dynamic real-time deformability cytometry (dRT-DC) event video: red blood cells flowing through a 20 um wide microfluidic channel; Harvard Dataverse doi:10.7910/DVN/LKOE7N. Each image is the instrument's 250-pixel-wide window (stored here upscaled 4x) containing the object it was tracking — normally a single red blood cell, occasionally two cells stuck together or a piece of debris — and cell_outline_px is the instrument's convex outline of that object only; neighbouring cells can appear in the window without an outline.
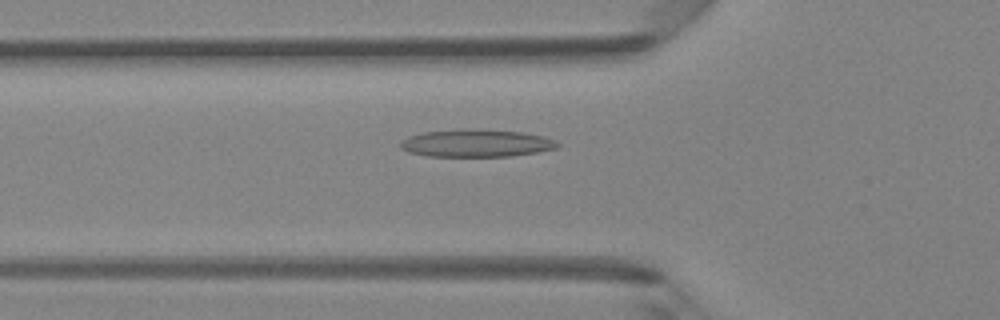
{"species": "Egyptian fruit bat (a non-hibernating species)", "species_latin": "Rousettus aegyptiacus", "temperature_condition": "room temperature", "stored_images_in_passage": 48, "camera_frame_rate_fps": 3000, "um_per_image_px": 0.085, "animal": {"sex": "female"}, "frame": {"image": 1, "passage_image": 17, "time_ms": 5.333, "image_size_px": [1000, 320], "cell_outline_px": [[560, 144], [556, 148], [536, 152], [512, 156], [428, 156], [408, 152], [400, 148], [400, 140], [408, 136], [424, 132], [524, 132], [540, 136], [552, 140]], "centroid_in_image_um": [40.44, 12.23], "position_along_channel_um": 85.4, "area_um2": 23.7}}
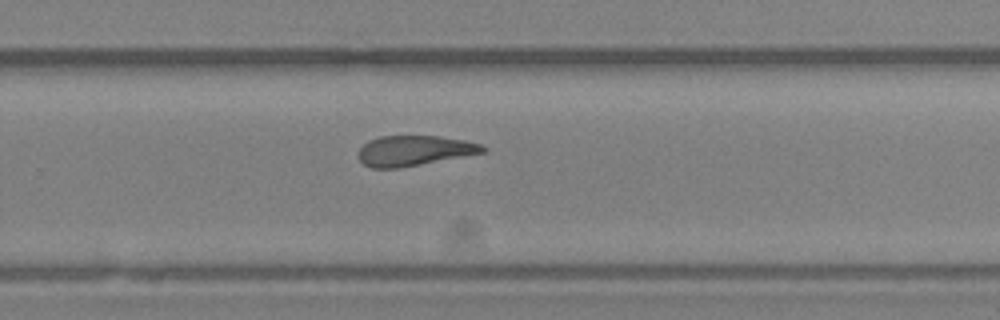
{"frame": {"image": 2, "passage_image": 32, "time_ms": 10.333, "image_size_px": [1000, 320], "cell_outline_px": [[488, 148], [484, 152], [400, 168], [372, 168], [364, 164], [356, 156], [356, 152], [368, 140], [380, 136], [440, 136], [464, 140], [480, 144]], "centroid_in_image_um": [35.15, 12.8], "position_along_channel_um": 294.6, "area_um2": 21.91}}
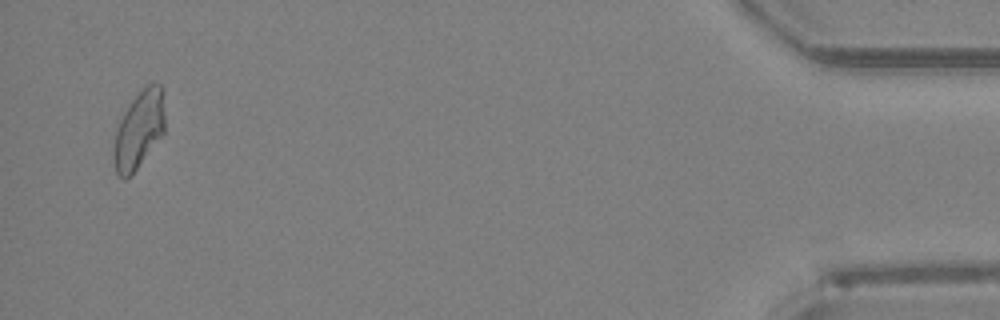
{"frame": {"image": 3, "passage_image": 47, "time_ms": 15.333, "image_size_px": [1000, 320], "cell_outline_px": [[164, 132], [136, 168], [124, 180], [116, 172], [112, 156], [112, 152], [116, 128], [124, 112], [132, 100], [148, 84], [160, 84], [164, 88]], "centroid_in_image_um": [11.8, 11.0], "position_along_channel_um": 423.4, "area_um2": 22.83}, "authors_computed_cell_mechanics": {"area_um2": 23.4668, "velocity_mm_per_s": 4.2004, "shape_relaxation_time_tau1_ms": 4.7855, "shape_relaxation_time_tau2_ms": 2.8331, "deformation_change_tau1": 0.1741, "deformation_change_tau2": 0.129}}